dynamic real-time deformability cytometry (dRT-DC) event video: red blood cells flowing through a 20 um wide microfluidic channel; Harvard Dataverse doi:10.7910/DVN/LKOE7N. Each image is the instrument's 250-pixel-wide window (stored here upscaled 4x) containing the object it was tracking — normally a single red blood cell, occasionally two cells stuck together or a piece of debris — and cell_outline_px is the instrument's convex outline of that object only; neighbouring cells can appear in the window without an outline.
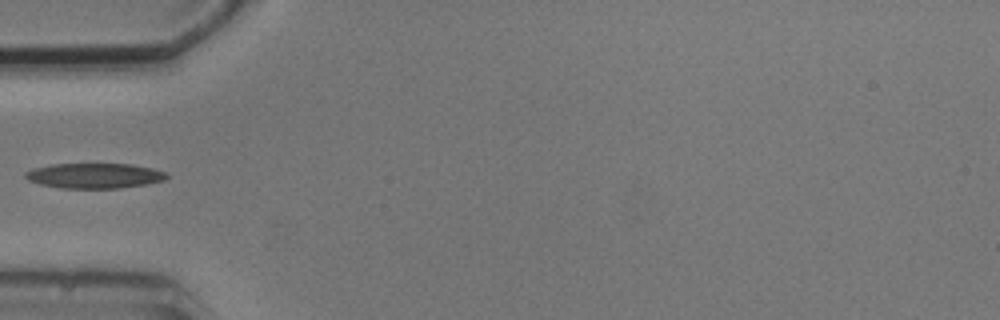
{"species": "common noctule bat (a hibernating species)", "species_latin": "Nyctalus noctula", "temperature_condition": "cold", "stored_images_in_passage": 4, "camera_frame_rate_fps": 3000, "um_per_image_px": 0.085, "animal": {"sex": "male", "body_mass_g": 20.5, "forearm_length_mm": 52.5}, "frame": {"image": 1, "passage_image": 2, "time_ms": 2.333, "image_size_px": [1000, 320], "cell_outline_px": [[168, 176], [164, 180], [144, 184], [120, 188], [60, 188], [40, 184], [28, 180], [24, 176], [24, 172], [32, 168], [52, 164], [132, 164], [152, 168], [164, 172]], "centroid_in_image_um": [7.97, 14.93], "position_along_channel_um": 77.0, "area_um2": 20.63}}
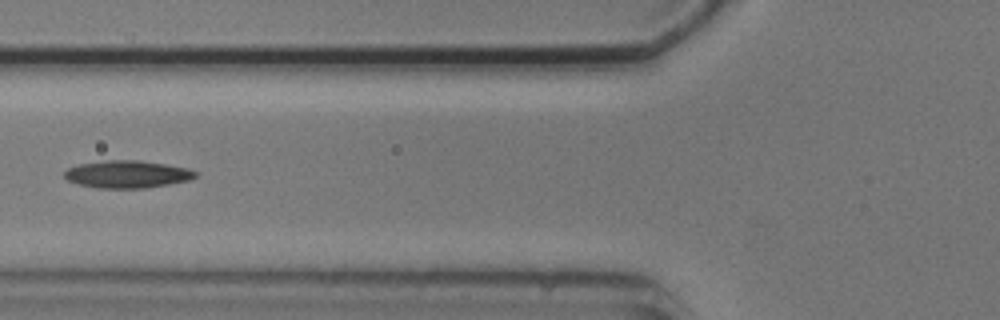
{"frame": {"image": 2, "passage_image": 3, "time_ms": 3.333, "image_size_px": [1000, 320], "cell_outline_px": [[200, 172], [196, 176], [188, 180], [168, 184], [144, 188], [96, 188], [80, 184], [68, 180], [64, 176], [64, 172], [68, 168], [80, 164], [104, 160], [136, 160], [164, 164], [188, 168]], "centroid_in_image_um": [10.82, 14.81], "position_along_channel_um": 115.0, "area_um2": 20.81}}
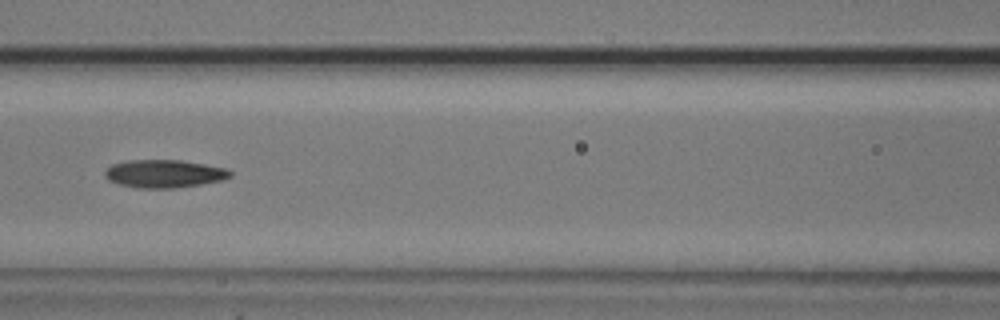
{"frame": {"image": 3, "passage_image": 4, "time_ms": 4.333, "image_size_px": [1000, 320], "cell_outline_px": [[232, 176], [224, 180], [176, 188], [136, 188], [120, 184], [108, 180], [104, 176], [104, 172], [112, 164], [128, 160], [180, 160], [228, 168], [232, 172]], "centroid_in_image_um": [13.98, 14.76], "position_along_channel_um": 152.6, "area_um2": 20.52}}